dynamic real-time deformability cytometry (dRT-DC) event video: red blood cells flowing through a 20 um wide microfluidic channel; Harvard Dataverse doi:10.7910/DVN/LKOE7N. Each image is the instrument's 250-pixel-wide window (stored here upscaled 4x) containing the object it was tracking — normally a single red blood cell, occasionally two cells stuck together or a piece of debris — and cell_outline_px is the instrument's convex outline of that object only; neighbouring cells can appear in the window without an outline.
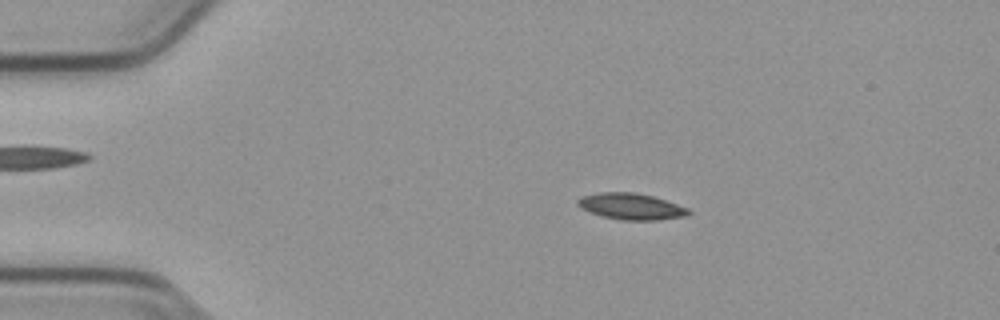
{"species": "common noctule bat (a hibernating species)", "species_latin": "Nyctalus noctula", "temperature_condition": "cold", "stored_images_in_passage": 51, "camera_frame_rate_fps": 3000, "um_per_image_px": 0.085, "animal": {"sex": "male", "body_mass_g": 23.1, "forearm_length_mm": 52.7}, "frame": {"image": 1, "passage_image": 7, "time_ms": 2.0, "image_size_px": [1000, 320], "cell_outline_px": [[692, 212], [688, 216], [656, 220], [624, 220], [604, 216], [580, 208], [576, 204], [576, 200], [580, 196], [600, 192], [636, 192], [652, 196], [688, 208]], "centroid_in_image_um": [53.63, 17.54], "position_along_channel_um": 31.4, "area_um2": 16.94}}
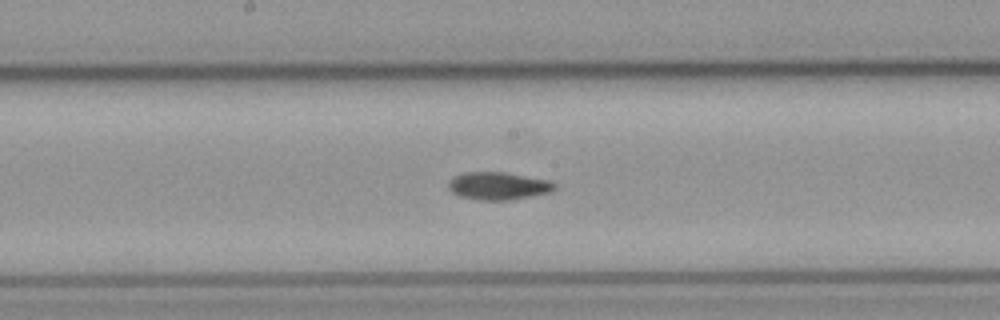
{"frame": {"image": 2, "passage_image": 25, "time_ms": 8.0, "image_size_px": [1000, 320], "cell_outline_px": [[556, 188], [548, 192], [512, 200], [476, 200], [460, 196], [452, 192], [448, 188], [448, 184], [456, 176], [468, 172], [504, 172], [548, 180], [556, 184]], "centroid_in_image_um": [42.35, 15.81], "position_along_channel_um": 205.8, "area_um2": 16.88}}
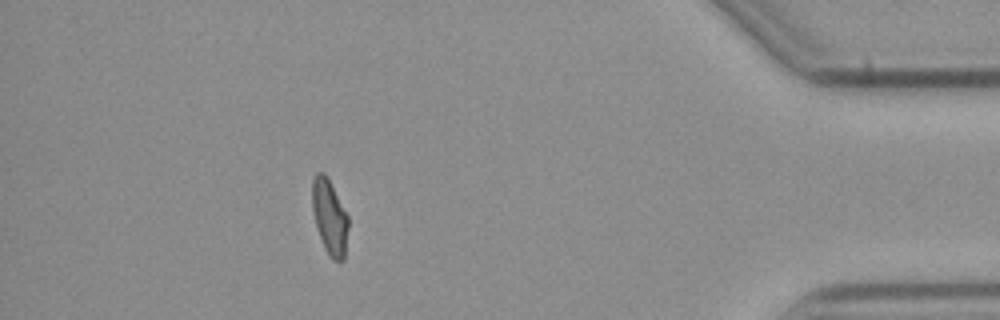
{"frame": {"image": 3, "passage_image": 45, "time_ms": 14.667, "image_size_px": [1000, 320], "cell_outline_px": [[348, 228], [344, 260], [332, 260], [328, 256], [324, 248], [316, 224], [312, 208], [312, 180], [316, 172], [324, 172], [348, 216]], "centroid_in_image_um": [28.01, 18.46], "position_along_channel_um": 407.2, "area_um2": 15.55}, "authors_computed_cell_mechanics": {"area_um2": 16.473, "velocity_mm_per_s": 3.7916, "shape_relaxation_time_tau1_ms": 7.7997, "shape_relaxation_time_tau2_ms": 5.6192, "deformation_change_tau1": 0.1795, "deformation_change_tau2": 0.0892}}